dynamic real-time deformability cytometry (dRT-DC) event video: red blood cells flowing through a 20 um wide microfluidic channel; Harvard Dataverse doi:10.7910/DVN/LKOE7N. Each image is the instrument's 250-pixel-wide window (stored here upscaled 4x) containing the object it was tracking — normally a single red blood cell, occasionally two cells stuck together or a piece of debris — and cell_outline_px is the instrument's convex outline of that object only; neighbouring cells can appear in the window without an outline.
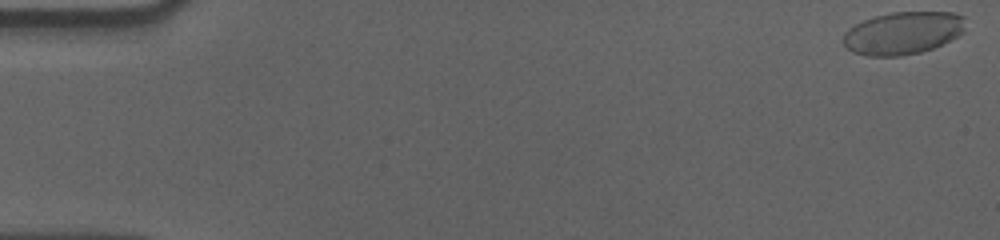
{"species": "human", "species_latin": "Homo sapiens", "temperature_condition": "cold", "stored_images_in_passage": 58, "camera_frame_rate_fps": 3000, "um_per_image_px": 0.085, "donor": {"sex": "male"}, "frame": {"image": 1, "passage_image": 1, "time_ms": 0.0, "image_size_px": [1000, 240], "cell_outline_px": [[964, 32], [932, 48], [920, 52], [900, 56], [868, 56], [852, 52], [840, 40], [844, 32], [848, 28], [864, 20], [876, 16], [892, 12], [952, 12], [964, 16]], "centroid_in_image_um": [76.7, 2.8], "position_along_channel_um": 8.3, "area_um2": 30.29}}
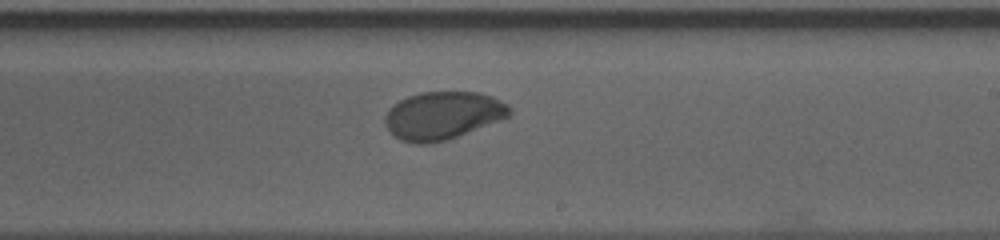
{"frame": {"image": 2, "passage_image": 35, "time_ms": 11.333, "image_size_px": [1000, 240], "cell_outline_px": [[512, 112], [508, 116], [500, 120], [456, 136], [444, 140], [428, 144], [416, 144], [400, 140], [384, 124], [384, 116], [400, 100], [408, 96], [420, 92], [476, 92], [492, 96], [508, 104]], "centroid_in_image_um": [37.64, 9.81], "position_along_channel_um": 251.4, "area_um2": 34.28}}
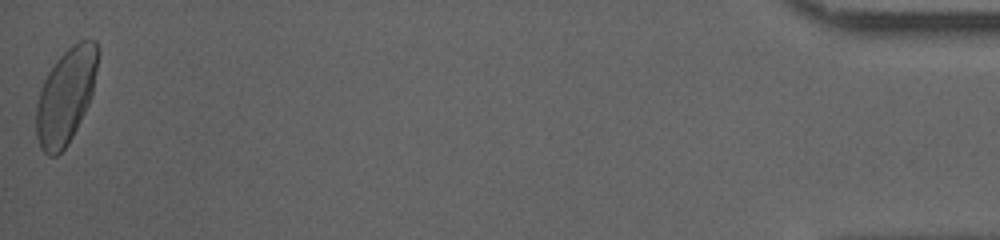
{"frame": {"image": 3, "passage_image": 58, "time_ms": 19.0, "image_size_px": [1000, 240], "cell_outline_px": [[100, 52], [92, 92], [88, 104], [68, 144], [56, 156], [48, 156], [40, 148], [36, 136], [36, 104], [40, 88], [48, 72], [56, 60], [72, 44], [80, 40], [96, 40]], "centroid_in_image_um": [5.58, 8.13], "position_along_channel_um": 429.6, "area_um2": 34.22}, "authors_computed_cell_mechanics": {"area_um2": 33.6974, "velocity_mm_per_s": 3.5324, "shape_relaxation_time_tau1_ms": 3.5179, "shape_relaxation_time_tau2_ms": 0.9479, "deformation_change_tau1": 0.1303, "deformation_change_tau2": 0.0373}}